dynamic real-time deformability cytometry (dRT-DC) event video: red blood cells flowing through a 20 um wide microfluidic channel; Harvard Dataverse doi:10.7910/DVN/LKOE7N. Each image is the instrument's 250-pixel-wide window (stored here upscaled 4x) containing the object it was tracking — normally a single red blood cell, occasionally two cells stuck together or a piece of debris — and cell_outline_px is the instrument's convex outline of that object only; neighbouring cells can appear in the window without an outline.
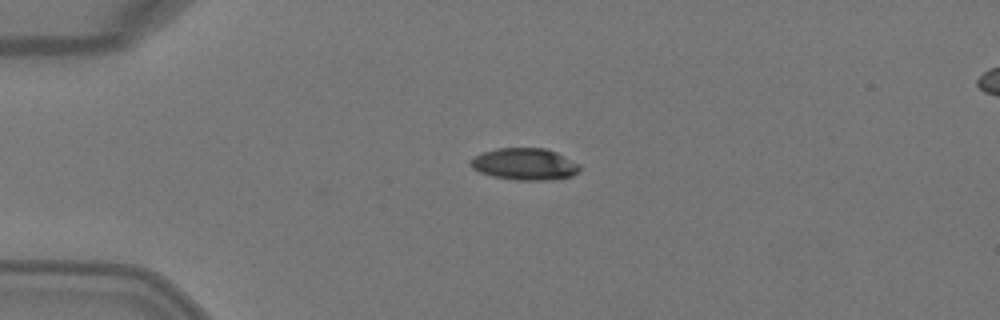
{"species": "Egyptian fruit bat (a non-hibernating species)", "species_latin": "Rousettus aegyptiacus", "temperature_condition": "warm", "stored_images_in_passage": 7, "camera_frame_rate_fps": 3000, "um_per_image_px": 0.085, "animal": {"sex": "female"}, "frame": {"image": 1, "passage_image": 3, "time_ms": 0.667, "image_size_px": [1000, 320], "cell_outline_px": [[580, 172], [572, 176], [552, 180], [516, 180], [492, 176], [480, 172], [472, 168], [468, 164], [468, 160], [484, 152], [496, 148], [544, 148], [556, 152], [580, 164]], "centroid_in_image_um": [44.6, 13.95], "position_along_channel_um": 40.4, "area_um2": 20.4}}
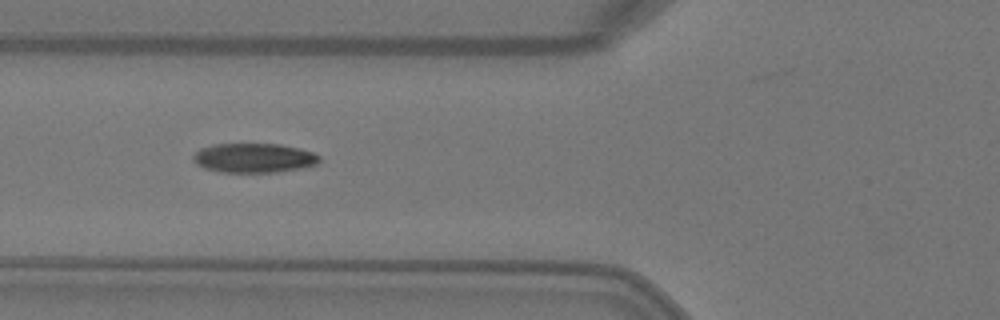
{"frame": {"image": 2, "passage_image": 5, "time_ms": 1.333, "image_size_px": [1000, 320], "cell_outline_px": [[320, 160], [316, 164], [300, 168], [276, 172], [224, 172], [204, 168], [196, 164], [192, 156], [200, 148], [216, 144], [280, 144], [300, 148], [312, 152], [320, 156]], "centroid_in_image_um": [21.58, 13.42], "position_along_channel_um": 104.2, "area_um2": 21.5}}